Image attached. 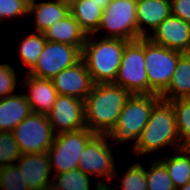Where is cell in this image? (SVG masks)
Instances as JSON below:
<instances>
[{
	"mask_svg": "<svg viewBox=\"0 0 190 190\" xmlns=\"http://www.w3.org/2000/svg\"><path fill=\"white\" fill-rule=\"evenodd\" d=\"M130 96L127 90L114 83L94 84L84 100L86 127L95 134L107 135Z\"/></svg>",
	"mask_w": 190,
	"mask_h": 190,
	"instance_id": "obj_1",
	"label": "cell"
},
{
	"mask_svg": "<svg viewBox=\"0 0 190 190\" xmlns=\"http://www.w3.org/2000/svg\"><path fill=\"white\" fill-rule=\"evenodd\" d=\"M87 35L82 59L94 84L114 83L128 40Z\"/></svg>",
	"mask_w": 190,
	"mask_h": 190,
	"instance_id": "obj_2",
	"label": "cell"
},
{
	"mask_svg": "<svg viewBox=\"0 0 190 190\" xmlns=\"http://www.w3.org/2000/svg\"><path fill=\"white\" fill-rule=\"evenodd\" d=\"M165 147L172 148L173 151L182 148L173 106L169 101L161 99L153 107L148 123L133 150L137 155L144 156Z\"/></svg>",
	"mask_w": 190,
	"mask_h": 190,
	"instance_id": "obj_3",
	"label": "cell"
},
{
	"mask_svg": "<svg viewBox=\"0 0 190 190\" xmlns=\"http://www.w3.org/2000/svg\"><path fill=\"white\" fill-rule=\"evenodd\" d=\"M161 100L156 94L131 95L121 111L117 123L107 137L114 146L133 141V149L138 143L142 130L148 123L153 107Z\"/></svg>",
	"mask_w": 190,
	"mask_h": 190,
	"instance_id": "obj_4",
	"label": "cell"
},
{
	"mask_svg": "<svg viewBox=\"0 0 190 190\" xmlns=\"http://www.w3.org/2000/svg\"><path fill=\"white\" fill-rule=\"evenodd\" d=\"M114 84L131 95H149V81L145 69V37L125 45L121 64Z\"/></svg>",
	"mask_w": 190,
	"mask_h": 190,
	"instance_id": "obj_5",
	"label": "cell"
},
{
	"mask_svg": "<svg viewBox=\"0 0 190 190\" xmlns=\"http://www.w3.org/2000/svg\"><path fill=\"white\" fill-rule=\"evenodd\" d=\"M182 54L145 37V69L149 81V94L160 96L167 89Z\"/></svg>",
	"mask_w": 190,
	"mask_h": 190,
	"instance_id": "obj_6",
	"label": "cell"
},
{
	"mask_svg": "<svg viewBox=\"0 0 190 190\" xmlns=\"http://www.w3.org/2000/svg\"><path fill=\"white\" fill-rule=\"evenodd\" d=\"M96 135L87 127L56 134L53 144L47 151L52 173L56 175L78 168L82 151Z\"/></svg>",
	"mask_w": 190,
	"mask_h": 190,
	"instance_id": "obj_7",
	"label": "cell"
},
{
	"mask_svg": "<svg viewBox=\"0 0 190 190\" xmlns=\"http://www.w3.org/2000/svg\"><path fill=\"white\" fill-rule=\"evenodd\" d=\"M137 0H112L103 10L98 31H107L102 37L123 40L138 39Z\"/></svg>",
	"mask_w": 190,
	"mask_h": 190,
	"instance_id": "obj_8",
	"label": "cell"
},
{
	"mask_svg": "<svg viewBox=\"0 0 190 190\" xmlns=\"http://www.w3.org/2000/svg\"><path fill=\"white\" fill-rule=\"evenodd\" d=\"M107 135L97 134L82 151L78 168L89 176L98 178L99 184H107L104 180H112L117 166L114 156L113 145Z\"/></svg>",
	"mask_w": 190,
	"mask_h": 190,
	"instance_id": "obj_9",
	"label": "cell"
},
{
	"mask_svg": "<svg viewBox=\"0 0 190 190\" xmlns=\"http://www.w3.org/2000/svg\"><path fill=\"white\" fill-rule=\"evenodd\" d=\"M12 134L22 154L47 152L56 136L47 115L33 112L13 129Z\"/></svg>",
	"mask_w": 190,
	"mask_h": 190,
	"instance_id": "obj_10",
	"label": "cell"
},
{
	"mask_svg": "<svg viewBox=\"0 0 190 190\" xmlns=\"http://www.w3.org/2000/svg\"><path fill=\"white\" fill-rule=\"evenodd\" d=\"M82 59V50L70 44L46 41L37 63L27 74L44 79H52L64 69Z\"/></svg>",
	"mask_w": 190,
	"mask_h": 190,
	"instance_id": "obj_11",
	"label": "cell"
},
{
	"mask_svg": "<svg viewBox=\"0 0 190 190\" xmlns=\"http://www.w3.org/2000/svg\"><path fill=\"white\" fill-rule=\"evenodd\" d=\"M47 117L55 134L85 128V103L72 96L58 95Z\"/></svg>",
	"mask_w": 190,
	"mask_h": 190,
	"instance_id": "obj_12",
	"label": "cell"
},
{
	"mask_svg": "<svg viewBox=\"0 0 190 190\" xmlns=\"http://www.w3.org/2000/svg\"><path fill=\"white\" fill-rule=\"evenodd\" d=\"M51 80L58 95L72 96L83 101L94 85L83 59L64 69Z\"/></svg>",
	"mask_w": 190,
	"mask_h": 190,
	"instance_id": "obj_13",
	"label": "cell"
},
{
	"mask_svg": "<svg viewBox=\"0 0 190 190\" xmlns=\"http://www.w3.org/2000/svg\"><path fill=\"white\" fill-rule=\"evenodd\" d=\"M147 38L171 50L188 53L190 50V24L170 15Z\"/></svg>",
	"mask_w": 190,
	"mask_h": 190,
	"instance_id": "obj_14",
	"label": "cell"
},
{
	"mask_svg": "<svg viewBox=\"0 0 190 190\" xmlns=\"http://www.w3.org/2000/svg\"><path fill=\"white\" fill-rule=\"evenodd\" d=\"M20 169L22 182H26L30 190L52 186L50 160L47 152L22 154L16 161Z\"/></svg>",
	"mask_w": 190,
	"mask_h": 190,
	"instance_id": "obj_15",
	"label": "cell"
},
{
	"mask_svg": "<svg viewBox=\"0 0 190 190\" xmlns=\"http://www.w3.org/2000/svg\"><path fill=\"white\" fill-rule=\"evenodd\" d=\"M20 83L29 89L28 94L24 92V95L30 104L31 111L47 115L53 108L58 96L52 80L26 74Z\"/></svg>",
	"mask_w": 190,
	"mask_h": 190,
	"instance_id": "obj_16",
	"label": "cell"
},
{
	"mask_svg": "<svg viewBox=\"0 0 190 190\" xmlns=\"http://www.w3.org/2000/svg\"><path fill=\"white\" fill-rule=\"evenodd\" d=\"M170 15V0H137L138 39L148 37Z\"/></svg>",
	"mask_w": 190,
	"mask_h": 190,
	"instance_id": "obj_17",
	"label": "cell"
},
{
	"mask_svg": "<svg viewBox=\"0 0 190 190\" xmlns=\"http://www.w3.org/2000/svg\"><path fill=\"white\" fill-rule=\"evenodd\" d=\"M31 112L24 93L0 99V132H12Z\"/></svg>",
	"mask_w": 190,
	"mask_h": 190,
	"instance_id": "obj_18",
	"label": "cell"
},
{
	"mask_svg": "<svg viewBox=\"0 0 190 190\" xmlns=\"http://www.w3.org/2000/svg\"><path fill=\"white\" fill-rule=\"evenodd\" d=\"M28 14H35L36 32L43 33L70 14V5L59 0L42 2L30 0Z\"/></svg>",
	"mask_w": 190,
	"mask_h": 190,
	"instance_id": "obj_19",
	"label": "cell"
},
{
	"mask_svg": "<svg viewBox=\"0 0 190 190\" xmlns=\"http://www.w3.org/2000/svg\"><path fill=\"white\" fill-rule=\"evenodd\" d=\"M43 33L47 41L70 44L81 50H83L87 38V34L71 14L56 22Z\"/></svg>",
	"mask_w": 190,
	"mask_h": 190,
	"instance_id": "obj_20",
	"label": "cell"
},
{
	"mask_svg": "<svg viewBox=\"0 0 190 190\" xmlns=\"http://www.w3.org/2000/svg\"><path fill=\"white\" fill-rule=\"evenodd\" d=\"M160 97L165 101L190 98V55L188 53H183L179 57L170 84Z\"/></svg>",
	"mask_w": 190,
	"mask_h": 190,
	"instance_id": "obj_21",
	"label": "cell"
},
{
	"mask_svg": "<svg viewBox=\"0 0 190 190\" xmlns=\"http://www.w3.org/2000/svg\"><path fill=\"white\" fill-rule=\"evenodd\" d=\"M70 14L87 35H93L99 29L103 9L93 0H78L70 5Z\"/></svg>",
	"mask_w": 190,
	"mask_h": 190,
	"instance_id": "obj_22",
	"label": "cell"
},
{
	"mask_svg": "<svg viewBox=\"0 0 190 190\" xmlns=\"http://www.w3.org/2000/svg\"><path fill=\"white\" fill-rule=\"evenodd\" d=\"M174 155H165L158 160L165 166L176 189L190 181V149L180 148L173 151Z\"/></svg>",
	"mask_w": 190,
	"mask_h": 190,
	"instance_id": "obj_23",
	"label": "cell"
},
{
	"mask_svg": "<svg viewBox=\"0 0 190 190\" xmlns=\"http://www.w3.org/2000/svg\"><path fill=\"white\" fill-rule=\"evenodd\" d=\"M173 106L182 148L190 147V98H179L169 101Z\"/></svg>",
	"mask_w": 190,
	"mask_h": 190,
	"instance_id": "obj_24",
	"label": "cell"
},
{
	"mask_svg": "<svg viewBox=\"0 0 190 190\" xmlns=\"http://www.w3.org/2000/svg\"><path fill=\"white\" fill-rule=\"evenodd\" d=\"M90 176L79 168L53 175V190H91Z\"/></svg>",
	"mask_w": 190,
	"mask_h": 190,
	"instance_id": "obj_25",
	"label": "cell"
},
{
	"mask_svg": "<svg viewBox=\"0 0 190 190\" xmlns=\"http://www.w3.org/2000/svg\"><path fill=\"white\" fill-rule=\"evenodd\" d=\"M46 41L44 33L35 32L25 36L20 42V57L24 65L29 68V71L37 63L38 57L41 55Z\"/></svg>",
	"mask_w": 190,
	"mask_h": 190,
	"instance_id": "obj_26",
	"label": "cell"
},
{
	"mask_svg": "<svg viewBox=\"0 0 190 190\" xmlns=\"http://www.w3.org/2000/svg\"><path fill=\"white\" fill-rule=\"evenodd\" d=\"M117 170L118 169H116L113 178L121 180V190H148L146 168L140 162H136L129 166L128 170L124 173L123 176H121V178Z\"/></svg>",
	"mask_w": 190,
	"mask_h": 190,
	"instance_id": "obj_27",
	"label": "cell"
},
{
	"mask_svg": "<svg viewBox=\"0 0 190 190\" xmlns=\"http://www.w3.org/2000/svg\"><path fill=\"white\" fill-rule=\"evenodd\" d=\"M146 178L148 190H177L158 158L154 159L148 170L146 169Z\"/></svg>",
	"mask_w": 190,
	"mask_h": 190,
	"instance_id": "obj_28",
	"label": "cell"
},
{
	"mask_svg": "<svg viewBox=\"0 0 190 190\" xmlns=\"http://www.w3.org/2000/svg\"><path fill=\"white\" fill-rule=\"evenodd\" d=\"M21 155L12 132H0V168L15 165Z\"/></svg>",
	"mask_w": 190,
	"mask_h": 190,
	"instance_id": "obj_29",
	"label": "cell"
},
{
	"mask_svg": "<svg viewBox=\"0 0 190 190\" xmlns=\"http://www.w3.org/2000/svg\"><path fill=\"white\" fill-rule=\"evenodd\" d=\"M0 190H30L16 164L0 168Z\"/></svg>",
	"mask_w": 190,
	"mask_h": 190,
	"instance_id": "obj_30",
	"label": "cell"
},
{
	"mask_svg": "<svg viewBox=\"0 0 190 190\" xmlns=\"http://www.w3.org/2000/svg\"><path fill=\"white\" fill-rule=\"evenodd\" d=\"M30 0H0V21L25 17L29 11Z\"/></svg>",
	"mask_w": 190,
	"mask_h": 190,
	"instance_id": "obj_31",
	"label": "cell"
},
{
	"mask_svg": "<svg viewBox=\"0 0 190 190\" xmlns=\"http://www.w3.org/2000/svg\"><path fill=\"white\" fill-rule=\"evenodd\" d=\"M17 82L14 67L8 63H0V99L15 94Z\"/></svg>",
	"mask_w": 190,
	"mask_h": 190,
	"instance_id": "obj_32",
	"label": "cell"
},
{
	"mask_svg": "<svg viewBox=\"0 0 190 190\" xmlns=\"http://www.w3.org/2000/svg\"><path fill=\"white\" fill-rule=\"evenodd\" d=\"M171 15L190 24V0H170Z\"/></svg>",
	"mask_w": 190,
	"mask_h": 190,
	"instance_id": "obj_33",
	"label": "cell"
},
{
	"mask_svg": "<svg viewBox=\"0 0 190 190\" xmlns=\"http://www.w3.org/2000/svg\"><path fill=\"white\" fill-rule=\"evenodd\" d=\"M95 187L96 190H117V188H114V186H112L111 184L109 185V182L107 184H99L98 182H96Z\"/></svg>",
	"mask_w": 190,
	"mask_h": 190,
	"instance_id": "obj_34",
	"label": "cell"
},
{
	"mask_svg": "<svg viewBox=\"0 0 190 190\" xmlns=\"http://www.w3.org/2000/svg\"><path fill=\"white\" fill-rule=\"evenodd\" d=\"M93 1H95L104 10L112 0H93Z\"/></svg>",
	"mask_w": 190,
	"mask_h": 190,
	"instance_id": "obj_35",
	"label": "cell"
},
{
	"mask_svg": "<svg viewBox=\"0 0 190 190\" xmlns=\"http://www.w3.org/2000/svg\"><path fill=\"white\" fill-rule=\"evenodd\" d=\"M177 190H190V181L183 187L178 188Z\"/></svg>",
	"mask_w": 190,
	"mask_h": 190,
	"instance_id": "obj_36",
	"label": "cell"
},
{
	"mask_svg": "<svg viewBox=\"0 0 190 190\" xmlns=\"http://www.w3.org/2000/svg\"><path fill=\"white\" fill-rule=\"evenodd\" d=\"M60 2L66 3L68 5H71L73 2L78 1V0H59Z\"/></svg>",
	"mask_w": 190,
	"mask_h": 190,
	"instance_id": "obj_37",
	"label": "cell"
},
{
	"mask_svg": "<svg viewBox=\"0 0 190 190\" xmlns=\"http://www.w3.org/2000/svg\"><path fill=\"white\" fill-rule=\"evenodd\" d=\"M34 190H53L52 186H48L47 188H43V189H34Z\"/></svg>",
	"mask_w": 190,
	"mask_h": 190,
	"instance_id": "obj_38",
	"label": "cell"
}]
</instances>
